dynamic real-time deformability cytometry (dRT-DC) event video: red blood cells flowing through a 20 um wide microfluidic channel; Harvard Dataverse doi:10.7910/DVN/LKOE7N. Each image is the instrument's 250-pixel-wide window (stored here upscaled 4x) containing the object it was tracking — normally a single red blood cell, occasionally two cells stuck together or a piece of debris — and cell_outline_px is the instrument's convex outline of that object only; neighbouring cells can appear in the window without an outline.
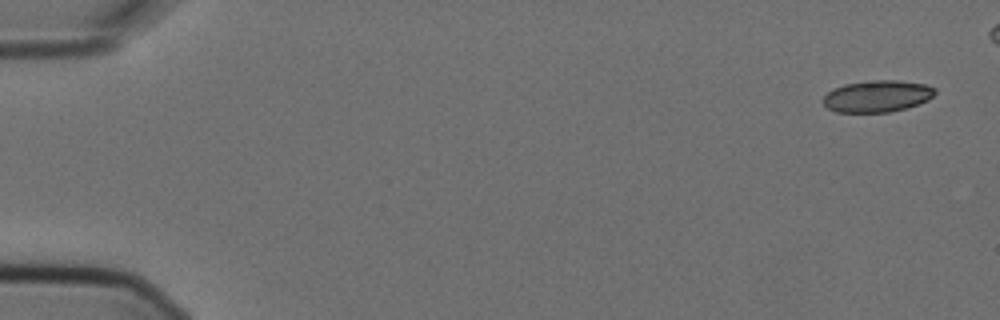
{"species": "Egyptian fruit bat (a non-hibernating species)", "species_latin": "Rousettus aegyptiacus", "temperature_condition": "cold", "stored_images_in_passage": 6, "camera_frame_rate_fps": 3000, "um_per_image_px": 0.085, "animal": {"sex": "female"}, "frame": {"image": 1, "passage_image": 1, "time_ms": 0.0, "image_size_px": [1000, 320], "cell_outline_px": [[936, 92], [928, 100], [904, 108], [888, 112], [836, 112], [828, 108], [820, 100], [832, 88], [844, 84], [876, 80], [896, 80], [924, 84], [936, 88]], "centroid_in_image_um": [74.52, 8.17], "position_along_channel_um": 10.5, "area_um2": 20.58}}